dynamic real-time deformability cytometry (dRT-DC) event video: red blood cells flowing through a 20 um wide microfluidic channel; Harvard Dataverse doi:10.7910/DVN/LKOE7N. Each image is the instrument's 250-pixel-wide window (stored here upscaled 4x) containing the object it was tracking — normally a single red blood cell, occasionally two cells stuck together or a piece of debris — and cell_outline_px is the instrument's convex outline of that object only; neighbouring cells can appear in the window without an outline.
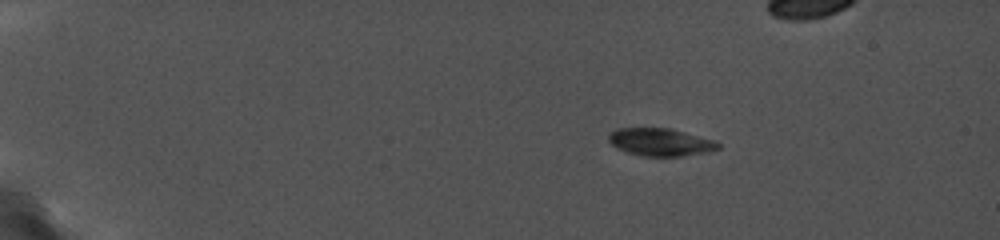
{"species": "common noctule bat (a hibernating species)", "species_latin": "Nyctalus noctula", "temperature_condition": "cold", "stored_images_in_passage": 22, "camera_frame_rate_fps": 5000, "um_per_image_px": 0.085, "animal": {"sex": "female", "body_mass_g": 19.0, "forearm_length_mm": 56.7}, "frame": {"image": 1, "passage_image": 1, "time_ms": 0.0, "image_size_px": [1000, 240], "cell_outline_px": [[720, 148], [708, 152], [684, 156], [640, 156], [616, 148], [608, 140], [608, 136], [616, 128], [668, 128], [712, 140], [720, 144]], "centroid_in_image_um": [56.11, 12.09], "position_along_channel_um": 28.9, "area_um2": 17.46}}